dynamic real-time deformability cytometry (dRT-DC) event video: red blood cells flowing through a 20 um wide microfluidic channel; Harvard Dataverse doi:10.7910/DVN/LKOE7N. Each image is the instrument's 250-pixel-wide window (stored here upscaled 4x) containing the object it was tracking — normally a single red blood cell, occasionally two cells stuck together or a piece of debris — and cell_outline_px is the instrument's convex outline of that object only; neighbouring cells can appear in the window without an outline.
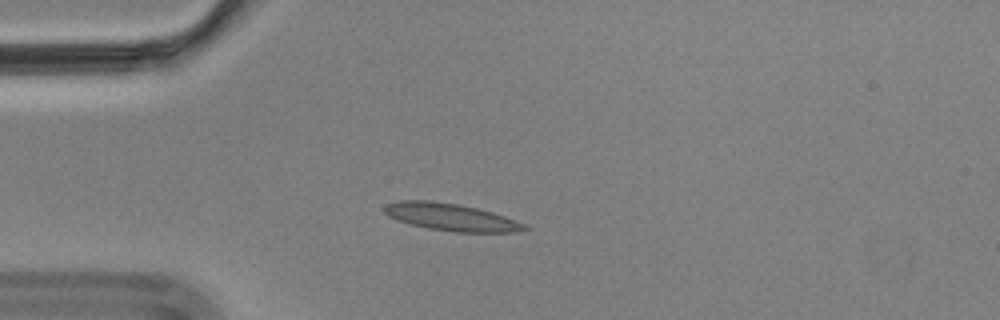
{"species": "Egyptian fruit bat (a non-hibernating species)", "species_latin": "Rousettus aegyptiacus", "temperature_condition": "cold", "stored_images_in_passage": 4, "camera_frame_rate_fps": 3000, "um_per_image_px": 0.085, "animal": {"sex": "male"}, "frame": {"image": 1, "passage_image": 4, "time_ms": 1.0, "image_size_px": [1000, 320], "cell_outline_px": [[532, 228], [516, 232], [456, 232], [428, 228], [396, 220], [388, 216], [384, 212], [384, 204], [400, 200], [428, 200], [456, 204], [476, 208], [492, 212], [504, 216], [524, 224]], "centroid_in_image_um": [38.31, 18.45], "position_along_channel_um": 46.7, "area_um2": 22.14}}